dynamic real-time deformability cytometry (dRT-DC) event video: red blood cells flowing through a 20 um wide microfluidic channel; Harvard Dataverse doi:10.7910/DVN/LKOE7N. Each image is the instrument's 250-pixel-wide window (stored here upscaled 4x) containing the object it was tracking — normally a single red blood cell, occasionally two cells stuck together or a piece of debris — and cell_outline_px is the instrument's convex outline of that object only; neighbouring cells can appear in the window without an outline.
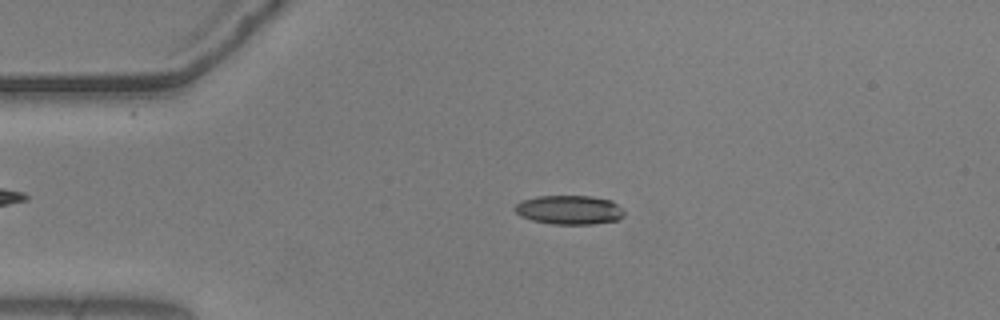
{"species": "common noctule bat (a hibernating species)", "species_latin": "Nyctalus noctula", "temperature_condition": "warm", "stored_images_in_passage": 50, "camera_frame_rate_fps": 3000, "um_per_image_px": 0.085, "animal": {"sex": "male", "body_mass_g": 20.5, "forearm_length_mm": 52.5}, "frame": {"image": 1, "passage_image": 7, "time_ms": 2.0, "image_size_px": [1000, 320], "cell_outline_px": [[624, 216], [620, 220], [592, 224], [552, 224], [532, 220], [520, 216], [512, 208], [520, 200], [536, 196], [592, 196], [612, 200], [624, 208]], "centroid_in_image_um": [48.41, 17.83], "position_along_channel_um": 36.6, "area_um2": 18.9}}
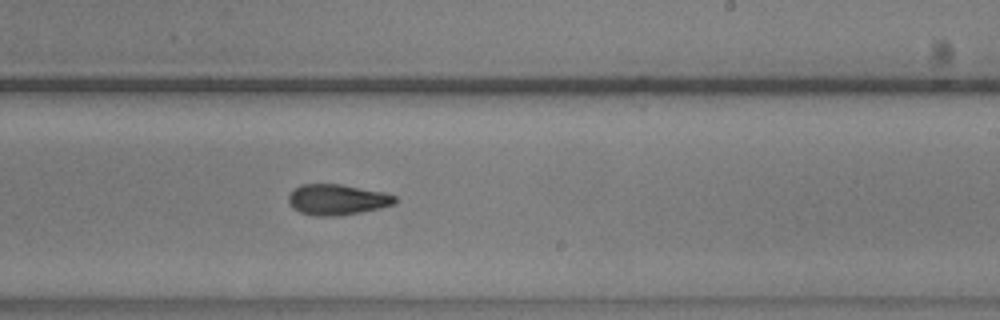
{"frame": {"image": 2, "passage_image": 28, "time_ms": 9.0, "image_size_px": [1000, 320], "cell_outline_px": [[396, 204], [380, 208], [340, 216], [316, 216], [300, 212], [292, 208], [288, 204], [288, 196], [300, 184], [340, 184], [384, 192], [396, 196]], "centroid_in_image_um": [28.66, 16.97], "position_along_channel_um": 260.3, "area_um2": 19.13}}
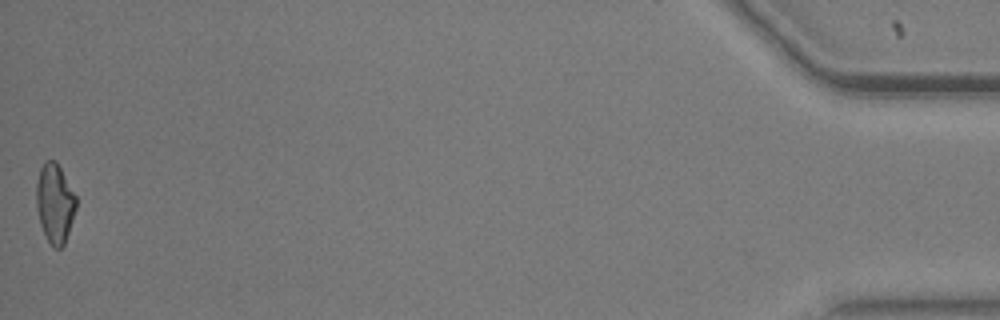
{"frame": {"image": 3, "passage_image": 50, "time_ms": 16.333, "image_size_px": [1000, 320], "cell_outline_px": [[76, 208], [64, 244], [60, 248], [52, 248], [40, 224], [36, 204], [36, 184], [40, 168], [48, 160], [56, 160], [76, 196]], "centroid_in_image_um": [4.65, 17.27], "position_along_channel_um": 430.5, "area_um2": 18.15}, "authors_computed_cell_mechanics": {"area_um2": 18.9006, "velocity_mm_per_s": 3.6596, "shape_relaxation_time_tau1_ms": 5.4048, "shape_relaxation_time_tau2_ms": 5.0612, "deformation_change_tau1": 0.1642, "deformation_change_tau2": 0.1262}}